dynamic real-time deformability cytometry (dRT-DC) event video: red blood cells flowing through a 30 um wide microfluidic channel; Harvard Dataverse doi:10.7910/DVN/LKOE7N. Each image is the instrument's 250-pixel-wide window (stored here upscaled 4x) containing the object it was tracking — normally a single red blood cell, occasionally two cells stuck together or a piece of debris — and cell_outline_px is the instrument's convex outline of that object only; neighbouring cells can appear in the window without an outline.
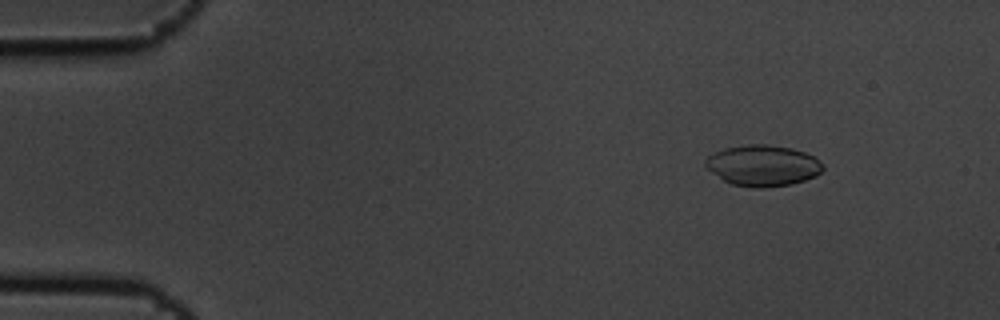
{"species": "common noctule bat (a hibernating species)", "species_latin": "Nyctalus noctula", "temperature_condition": "cold", "stored_images_in_passage": 5, "camera_frame_rate_fps": 3000, "um_per_image_px": 0.085, "animal": {"sex": "male", "body_mass_g": 19.5, "forearm_length_mm": 54.6}, "frame": {"image": 1, "passage_image": 2, "time_ms": 0.333, "image_size_px": [1000, 320], "cell_outline_px": [[824, 168], [816, 176], [792, 184], [764, 188], [752, 188], [732, 184], [724, 180], [712, 172], [704, 164], [704, 160], [708, 156], [724, 148], [748, 144], [768, 144], [792, 148], [804, 152], [812, 156], [824, 164]], "centroid_in_image_um": [64.85, 14.07], "position_along_channel_um": 20.2, "area_um2": 28.09}}
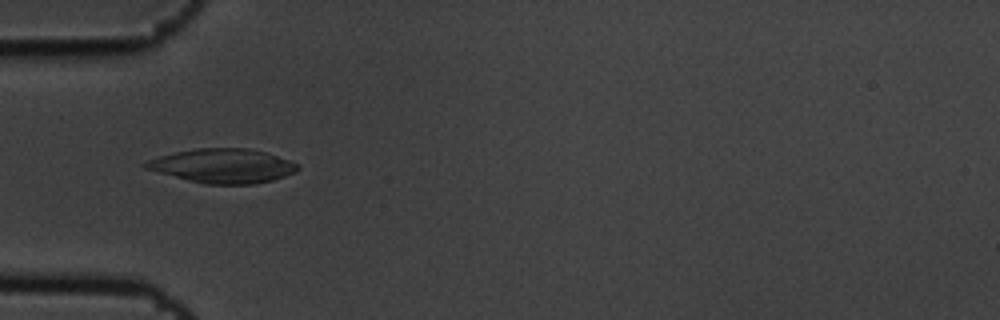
{"frame": {"image": 2, "passage_image": 5, "time_ms": 1.333, "image_size_px": [1000, 320], "cell_outline_px": [[300, 168], [296, 172], [272, 180], [252, 184], [204, 184], [188, 180], [144, 168], [140, 164], [148, 160], [160, 156], [176, 152], [196, 148], [248, 148], [264, 152], [300, 164]], "centroid_in_image_um": [18.94, 14.1], "position_along_channel_um": 66.1, "area_um2": 30.11}}